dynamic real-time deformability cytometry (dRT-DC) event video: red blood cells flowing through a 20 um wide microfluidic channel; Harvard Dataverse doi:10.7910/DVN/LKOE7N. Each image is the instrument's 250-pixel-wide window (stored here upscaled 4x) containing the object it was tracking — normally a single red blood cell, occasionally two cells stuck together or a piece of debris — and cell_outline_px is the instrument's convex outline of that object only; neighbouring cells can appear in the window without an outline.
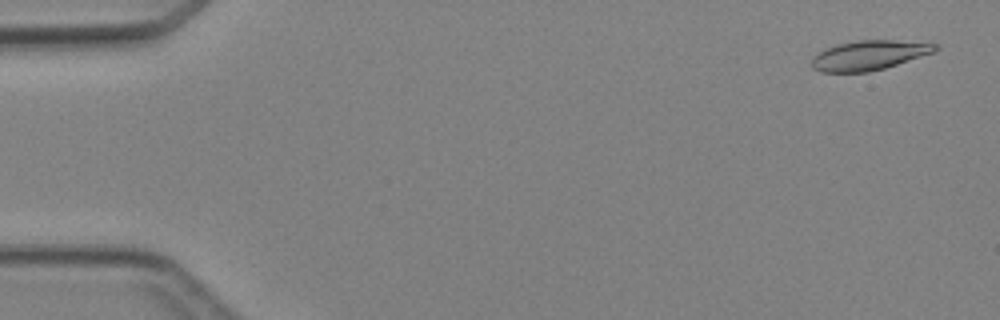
{"species": "Egyptian fruit bat (a non-hibernating species)", "species_latin": "Rousettus aegyptiacus", "temperature_condition": "cold", "stored_images_in_passage": 4, "camera_frame_rate_fps": 3000, "um_per_image_px": 0.085, "animal": {"sex": "female"}, "frame": {"image": 1, "passage_image": 1, "time_ms": 0.0, "image_size_px": [1000, 320], "cell_outline_px": [[940, 48], [936, 52], [884, 68], [868, 72], [820, 72], [812, 68], [808, 64], [812, 56], [824, 48], [856, 40], [896, 40], [940, 44]], "centroid_in_image_um": [73.85, 4.7], "position_along_channel_um": 11.2, "area_um2": 21.68}}